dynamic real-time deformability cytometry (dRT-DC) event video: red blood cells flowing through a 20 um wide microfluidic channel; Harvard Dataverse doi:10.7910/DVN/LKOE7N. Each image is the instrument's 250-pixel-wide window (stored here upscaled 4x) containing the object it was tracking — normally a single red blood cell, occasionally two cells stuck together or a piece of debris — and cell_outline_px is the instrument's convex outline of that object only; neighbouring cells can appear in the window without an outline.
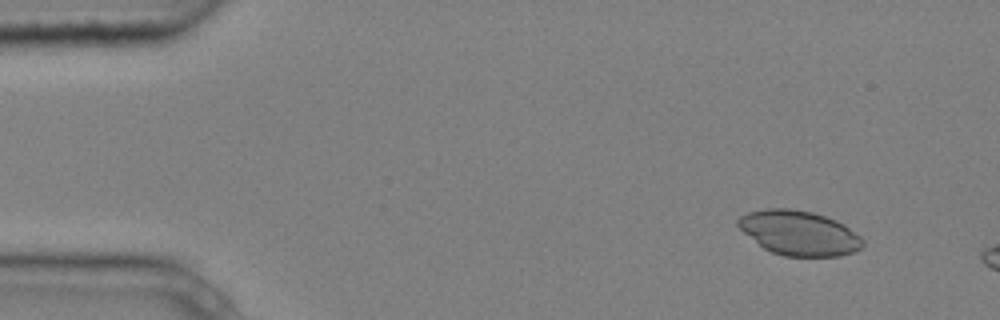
{"species": "common noctule bat (a hibernating species)", "species_latin": "Nyctalus noctula", "temperature_condition": "cold", "stored_images_in_passage": 4, "camera_frame_rate_fps": 3000, "um_per_image_px": 0.085, "animal": {"sex": "male", "body_mass_g": 20.4}, "frame": {"image": 1, "passage_image": 2, "time_ms": 0.333, "image_size_px": [1000, 320], "cell_outline_px": [[864, 244], [860, 248], [852, 252], [840, 256], [784, 256], [772, 252], [764, 248], [744, 232], [736, 224], [736, 220], [740, 216], [748, 212], [768, 208], [788, 208], [812, 212], [836, 220], [844, 224], [860, 236], [864, 240]], "centroid_in_image_um": [67.92, 19.8], "position_along_channel_um": 17.1, "area_um2": 32.25}}